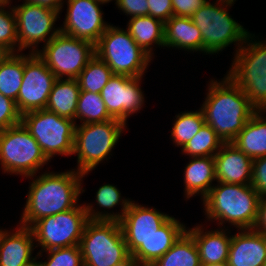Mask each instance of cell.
Listing matches in <instances>:
<instances>
[{
	"label": "cell",
	"mask_w": 266,
	"mask_h": 266,
	"mask_svg": "<svg viewBox=\"0 0 266 266\" xmlns=\"http://www.w3.org/2000/svg\"><path fill=\"white\" fill-rule=\"evenodd\" d=\"M36 177V178H34ZM29 184L26 204L19 225L30 227L35 221L75 208L85 192L82 173L75 169L26 177ZM34 178V179H33Z\"/></svg>",
	"instance_id": "6da1fadb"
},
{
	"label": "cell",
	"mask_w": 266,
	"mask_h": 266,
	"mask_svg": "<svg viewBox=\"0 0 266 266\" xmlns=\"http://www.w3.org/2000/svg\"><path fill=\"white\" fill-rule=\"evenodd\" d=\"M206 91L205 101L200 107L205 123L224 143H230L258 109L227 75L221 81L211 79Z\"/></svg>",
	"instance_id": "7a4b0ae2"
},
{
	"label": "cell",
	"mask_w": 266,
	"mask_h": 266,
	"mask_svg": "<svg viewBox=\"0 0 266 266\" xmlns=\"http://www.w3.org/2000/svg\"><path fill=\"white\" fill-rule=\"evenodd\" d=\"M260 195L251 184L217 182L202 200L207 221H218L220 228L230 224L239 229H254L258 218Z\"/></svg>",
	"instance_id": "3957f363"
},
{
	"label": "cell",
	"mask_w": 266,
	"mask_h": 266,
	"mask_svg": "<svg viewBox=\"0 0 266 266\" xmlns=\"http://www.w3.org/2000/svg\"><path fill=\"white\" fill-rule=\"evenodd\" d=\"M234 2L235 0H214L213 3L208 1L190 17L201 31L205 55L221 53L232 44L236 45V53L250 34L248 29L230 15L228 8L233 6Z\"/></svg>",
	"instance_id": "277c9868"
},
{
	"label": "cell",
	"mask_w": 266,
	"mask_h": 266,
	"mask_svg": "<svg viewBox=\"0 0 266 266\" xmlns=\"http://www.w3.org/2000/svg\"><path fill=\"white\" fill-rule=\"evenodd\" d=\"M84 266H132L118 221L88 220L80 240Z\"/></svg>",
	"instance_id": "5b68a950"
},
{
	"label": "cell",
	"mask_w": 266,
	"mask_h": 266,
	"mask_svg": "<svg viewBox=\"0 0 266 266\" xmlns=\"http://www.w3.org/2000/svg\"><path fill=\"white\" fill-rule=\"evenodd\" d=\"M126 129V124L115 118L76 125L72 155H77L75 170L82 173V178L93 171L99 163L110 159L111 151Z\"/></svg>",
	"instance_id": "8992f818"
},
{
	"label": "cell",
	"mask_w": 266,
	"mask_h": 266,
	"mask_svg": "<svg viewBox=\"0 0 266 266\" xmlns=\"http://www.w3.org/2000/svg\"><path fill=\"white\" fill-rule=\"evenodd\" d=\"M250 33L234 54L226 75L231 78L258 110H266V40Z\"/></svg>",
	"instance_id": "52a82bcc"
},
{
	"label": "cell",
	"mask_w": 266,
	"mask_h": 266,
	"mask_svg": "<svg viewBox=\"0 0 266 266\" xmlns=\"http://www.w3.org/2000/svg\"><path fill=\"white\" fill-rule=\"evenodd\" d=\"M95 55L114 74L129 77L145 75L152 58L146 54L124 28L109 25L95 44Z\"/></svg>",
	"instance_id": "ba28073f"
},
{
	"label": "cell",
	"mask_w": 266,
	"mask_h": 266,
	"mask_svg": "<svg viewBox=\"0 0 266 266\" xmlns=\"http://www.w3.org/2000/svg\"><path fill=\"white\" fill-rule=\"evenodd\" d=\"M49 160L22 123L0 131L2 173L29 177L37 175Z\"/></svg>",
	"instance_id": "9c48e42d"
},
{
	"label": "cell",
	"mask_w": 266,
	"mask_h": 266,
	"mask_svg": "<svg viewBox=\"0 0 266 266\" xmlns=\"http://www.w3.org/2000/svg\"><path fill=\"white\" fill-rule=\"evenodd\" d=\"M21 123L40 145L49 161L56 155H72L75 121L41 109L22 114Z\"/></svg>",
	"instance_id": "30bf717a"
},
{
	"label": "cell",
	"mask_w": 266,
	"mask_h": 266,
	"mask_svg": "<svg viewBox=\"0 0 266 266\" xmlns=\"http://www.w3.org/2000/svg\"><path fill=\"white\" fill-rule=\"evenodd\" d=\"M87 221L84 203L35 221L29 228L32 230L35 246L41 247L37 258L43 255V251L79 245Z\"/></svg>",
	"instance_id": "8fae6325"
},
{
	"label": "cell",
	"mask_w": 266,
	"mask_h": 266,
	"mask_svg": "<svg viewBox=\"0 0 266 266\" xmlns=\"http://www.w3.org/2000/svg\"><path fill=\"white\" fill-rule=\"evenodd\" d=\"M37 55L57 78L77 79L95 56V45L87 40L59 32Z\"/></svg>",
	"instance_id": "7c38bea8"
},
{
	"label": "cell",
	"mask_w": 266,
	"mask_h": 266,
	"mask_svg": "<svg viewBox=\"0 0 266 266\" xmlns=\"http://www.w3.org/2000/svg\"><path fill=\"white\" fill-rule=\"evenodd\" d=\"M16 16L18 53L30 49L28 52L37 54L39 44L45 46L60 32L55 27L60 13L51 8L24 2L12 5Z\"/></svg>",
	"instance_id": "4fadbf2b"
},
{
	"label": "cell",
	"mask_w": 266,
	"mask_h": 266,
	"mask_svg": "<svg viewBox=\"0 0 266 266\" xmlns=\"http://www.w3.org/2000/svg\"><path fill=\"white\" fill-rule=\"evenodd\" d=\"M56 80L57 77L37 54H24L22 85L15 102L18 112L22 115L45 109Z\"/></svg>",
	"instance_id": "5bb4252c"
},
{
	"label": "cell",
	"mask_w": 266,
	"mask_h": 266,
	"mask_svg": "<svg viewBox=\"0 0 266 266\" xmlns=\"http://www.w3.org/2000/svg\"><path fill=\"white\" fill-rule=\"evenodd\" d=\"M143 77L114 74L100 92L109 114L126 125L127 119L145 105L140 85Z\"/></svg>",
	"instance_id": "9a60e30c"
},
{
	"label": "cell",
	"mask_w": 266,
	"mask_h": 266,
	"mask_svg": "<svg viewBox=\"0 0 266 266\" xmlns=\"http://www.w3.org/2000/svg\"><path fill=\"white\" fill-rule=\"evenodd\" d=\"M67 11L60 32L84 39L94 45L110 25L104 21L100 5L95 0H65Z\"/></svg>",
	"instance_id": "2e32d148"
},
{
	"label": "cell",
	"mask_w": 266,
	"mask_h": 266,
	"mask_svg": "<svg viewBox=\"0 0 266 266\" xmlns=\"http://www.w3.org/2000/svg\"><path fill=\"white\" fill-rule=\"evenodd\" d=\"M172 216L156 208L132 201L119 221L128 251L132 255L146 240Z\"/></svg>",
	"instance_id": "e0dca14e"
},
{
	"label": "cell",
	"mask_w": 266,
	"mask_h": 266,
	"mask_svg": "<svg viewBox=\"0 0 266 266\" xmlns=\"http://www.w3.org/2000/svg\"><path fill=\"white\" fill-rule=\"evenodd\" d=\"M214 158L216 182L251 184L253 159L231 142L224 143Z\"/></svg>",
	"instance_id": "ac0fdd59"
},
{
	"label": "cell",
	"mask_w": 266,
	"mask_h": 266,
	"mask_svg": "<svg viewBox=\"0 0 266 266\" xmlns=\"http://www.w3.org/2000/svg\"><path fill=\"white\" fill-rule=\"evenodd\" d=\"M186 230V225L172 216L131 255L133 265L150 266L162 257Z\"/></svg>",
	"instance_id": "d6986e66"
},
{
	"label": "cell",
	"mask_w": 266,
	"mask_h": 266,
	"mask_svg": "<svg viewBox=\"0 0 266 266\" xmlns=\"http://www.w3.org/2000/svg\"><path fill=\"white\" fill-rule=\"evenodd\" d=\"M238 232L231 238L228 266H264L266 236L255 229H239Z\"/></svg>",
	"instance_id": "ffe728a7"
},
{
	"label": "cell",
	"mask_w": 266,
	"mask_h": 266,
	"mask_svg": "<svg viewBox=\"0 0 266 266\" xmlns=\"http://www.w3.org/2000/svg\"><path fill=\"white\" fill-rule=\"evenodd\" d=\"M29 227L17 225V228L5 229L0 235V266H27L37 259L32 256L36 246ZM35 247V248H34Z\"/></svg>",
	"instance_id": "44dd1931"
},
{
	"label": "cell",
	"mask_w": 266,
	"mask_h": 266,
	"mask_svg": "<svg viewBox=\"0 0 266 266\" xmlns=\"http://www.w3.org/2000/svg\"><path fill=\"white\" fill-rule=\"evenodd\" d=\"M196 224L187 231L192 235L197 246L201 264H216L227 262L232 235L227 229L217 228L210 231ZM205 230V231H204Z\"/></svg>",
	"instance_id": "7402d4cb"
},
{
	"label": "cell",
	"mask_w": 266,
	"mask_h": 266,
	"mask_svg": "<svg viewBox=\"0 0 266 266\" xmlns=\"http://www.w3.org/2000/svg\"><path fill=\"white\" fill-rule=\"evenodd\" d=\"M183 176L186 200L200 195L202 201L215 185L213 184L216 181L215 158L213 156L190 157Z\"/></svg>",
	"instance_id": "603a6c76"
},
{
	"label": "cell",
	"mask_w": 266,
	"mask_h": 266,
	"mask_svg": "<svg viewBox=\"0 0 266 266\" xmlns=\"http://www.w3.org/2000/svg\"><path fill=\"white\" fill-rule=\"evenodd\" d=\"M164 47L203 53L201 31L190 17L172 16L165 22Z\"/></svg>",
	"instance_id": "cb8c5ba5"
},
{
	"label": "cell",
	"mask_w": 266,
	"mask_h": 266,
	"mask_svg": "<svg viewBox=\"0 0 266 266\" xmlns=\"http://www.w3.org/2000/svg\"><path fill=\"white\" fill-rule=\"evenodd\" d=\"M266 110H258L231 142L251 159L266 156Z\"/></svg>",
	"instance_id": "d4e9b609"
},
{
	"label": "cell",
	"mask_w": 266,
	"mask_h": 266,
	"mask_svg": "<svg viewBox=\"0 0 266 266\" xmlns=\"http://www.w3.org/2000/svg\"><path fill=\"white\" fill-rule=\"evenodd\" d=\"M127 23L126 30L130 36L152 59L154 46L164 48L165 23L150 15L130 18Z\"/></svg>",
	"instance_id": "484cf974"
},
{
	"label": "cell",
	"mask_w": 266,
	"mask_h": 266,
	"mask_svg": "<svg viewBox=\"0 0 266 266\" xmlns=\"http://www.w3.org/2000/svg\"><path fill=\"white\" fill-rule=\"evenodd\" d=\"M95 197V203L99 207L95 208L94 205L90 203L84 204L88 220H107L119 222L126 210L129 208L130 203L132 202V200H130L129 198H123L118 187L109 183L100 186L96 192ZM119 204L121 206L120 212H108L110 209H114V207ZM99 208L103 211H100Z\"/></svg>",
	"instance_id": "4316f807"
},
{
	"label": "cell",
	"mask_w": 266,
	"mask_h": 266,
	"mask_svg": "<svg viewBox=\"0 0 266 266\" xmlns=\"http://www.w3.org/2000/svg\"><path fill=\"white\" fill-rule=\"evenodd\" d=\"M79 93L80 86L77 79L57 78L49 94L45 109L76 123Z\"/></svg>",
	"instance_id": "83f0119b"
},
{
	"label": "cell",
	"mask_w": 266,
	"mask_h": 266,
	"mask_svg": "<svg viewBox=\"0 0 266 266\" xmlns=\"http://www.w3.org/2000/svg\"><path fill=\"white\" fill-rule=\"evenodd\" d=\"M192 235L186 230L175 244L150 266H201Z\"/></svg>",
	"instance_id": "f1b7e54d"
},
{
	"label": "cell",
	"mask_w": 266,
	"mask_h": 266,
	"mask_svg": "<svg viewBox=\"0 0 266 266\" xmlns=\"http://www.w3.org/2000/svg\"><path fill=\"white\" fill-rule=\"evenodd\" d=\"M24 74V53L7 54L0 62V93L16 102Z\"/></svg>",
	"instance_id": "f546056e"
},
{
	"label": "cell",
	"mask_w": 266,
	"mask_h": 266,
	"mask_svg": "<svg viewBox=\"0 0 266 266\" xmlns=\"http://www.w3.org/2000/svg\"><path fill=\"white\" fill-rule=\"evenodd\" d=\"M78 119L80 124H89L114 118L107 111L100 93L80 91L76 110V125Z\"/></svg>",
	"instance_id": "4dcf8cb0"
},
{
	"label": "cell",
	"mask_w": 266,
	"mask_h": 266,
	"mask_svg": "<svg viewBox=\"0 0 266 266\" xmlns=\"http://www.w3.org/2000/svg\"><path fill=\"white\" fill-rule=\"evenodd\" d=\"M171 130L173 144L181 149L197 134L205 124L201 108L176 114Z\"/></svg>",
	"instance_id": "1f68e13d"
},
{
	"label": "cell",
	"mask_w": 266,
	"mask_h": 266,
	"mask_svg": "<svg viewBox=\"0 0 266 266\" xmlns=\"http://www.w3.org/2000/svg\"><path fill=\"white\" fill-rule=\"evenodd\" d=\"M113 75L108 65L95 55L77 78L80 91L100 93Z\"/></svg>",
	"instance_id": "d6a6232c"
},
{
	"label": "cell",
	"mask_w": 266,
	"mask_h": 266,
	"mask_svg": "<svg viewBox=\"0 0 266 266\" xmlns=\"http://www.w3.org/2000/svg\"><path fill=\"white\" fill-rule=\"evenodd\" d=\"M224 142L206 123L197 134L181 149L182 154L190 157L213 156L220 150Z\"/></svg>",
	"instance_id": "836d02e7"
},
{
	"label": "cell",
	"mask_w": 266,
	"mask_h": 266,
	"mask_svg": "<svg viewBox=\"0 0 266 266\" xmlns=\"http://www.w3.org/2000/svg\"><path fill=\"white\" fill-rule=\"evenodd\" d=\"M0 47L8 54L18 53L16 16L11 3L0 6Z\"/></svg>",
	"instance_id": "e575fe53"
},
{
	"label": "cell",
	"mask_w": 266,
	"mask_h": 266,
	"mask_svg": "<svg viewBox=\"0 0 266 266\" xmlns=\"http://www.w3.org/2000/svg\"><path fill=\"white\" fill-rule=\"evenodd\" d=\"M48 254L47 260L40 261L42 266H84L79 245L55 248L43 251Z\"/></svg>",
	"instance_id": "d590c367"
},
{
	"label": "cell",
	"mask_w": 266,
	"mask_h": 266,
	"mask_svg": "<svg viewBox=\"0 0 266 266\" xmlns=\"http://www.w3.org/2000/svg\"><path fill=\"white\" fill-rule=\"evenodd\" d=\"M21 123L15 101L0 93V131Z\"/></svg>",
	"instance_id": "8d00e7d4"
},
{
	"label": "cell",
	"mask_w": 266,
	"mask_h": 266,
	"mask_svg": "<svg viewBox=\"0 0 266 266\" xmlns=\"http://www.w3.org/2000/svg\"><path fill=\"white\" fill-rule=\"evenodd\" d=\"M251 185L261 198L266 197V156L253 159Z\"/></svg>",
	"instance_id": "74e56055"
},
{
	"label": "cell",
	"mask_w": 266,
	"mask_h": 266,
	"mask_svg": "<svg viewBox=\"0 0 266 266\" xmlns=\"http://www.w3.org/2000/svg\"><path fill=\"white\" fill-rule=\"evenodd\" d=\"M116 7L129 18L149 15L147 0H114ZM131 16V17H130Z\"/></svg>",
	"instance_id": "f35d334b"
},
{
	"label": "cell",
	"mask_w": 266,
	"mask_h": 266,
	"mask_svg": "<svg viewBox=\"0 0 266 266\" xmlns=\"http://www.w3.org/2000/svg\"><path fill=\"white\" fill-rule=\"evenodd\" d=\"M149 15L165 23L173 16L172 0H147Z\"/></svg>",
	"instance_id": "ab89813d"
},
{
	"label": "cell",
	"mask_w": 266,
	"mask_h": 266,
	"mask_svg": "<svg viewBox=\"0 0 266 266\" xmlns=\"http://www.w3.org/2000/svg\"><path fill=\"white\" fill-rule=\"evenodd\" d=\"M208 0H172L173 16L191 17Z\"/></svg>",
	"instance_id": "60d3db41"
},
{
	"label": "cell",
	"mask_w": 266,
	"mask_h": 266,
	"mask_svg": "<svg viewBox=\"0 0 266 266\" xmlns=\"http://www.w3.org/2000/svg\"><path fill=\"white\" fill-rule=\"evenodd\" d=\"M254 229L266 236V197L259 200L258 218Z\"/></svg>",
	"instance_id": "b9f144b4"
},
{
	"label": "cell",
	"mask_w": 266,
	"mask_h": 266,
	"mask_svg": "<svg viewBox=\"0 0 266 266\" xmlns=\"http://www.w3.org/2000/svg\"><path fill=\"white\" fill-rule=\"evenodd\" d=\"M24 2H27L29 4H35L40 5L44 7L51 8L55 11H58L59 13H62L64 0H23Z\"/></svg>",
	"instance_id": "7bdbcfd3"
},
{
	"label": "cell",
	"mask_w": 266,
	"mask_h": 266,
	"mask_svg": "<svg viewBox=\"0 0 266 266\" xmlns=\"http://www.w3.org/2000/svg\"><path fill=\"white\" fill-rule=\"evenodd\" d=\"M201 266H228L227 262H221L216 264H202Z\"/></svg>",
	"instance_id": "ee69618b"
},
{
	"label": "cell",
	"mask_w": 266,
	"mask_h": 266,
	"mask_svg": "<svg viewBox=\"0 0 266 266\" xmlns=\"http://www.w3.org/2000/svg\"><path fill=\"white\" fill-rule=\"evenodd\" d=\"M7 52L0 47V62L7 56Z\"/></svg>",
	"instance_id": "f6af8a7d"
},
{
	"label": "cell",
	"mask_w": 266,
	"mask_h": 266,
	"mask_svg": "<svg viewBox=\"0 0 266 266\" xmlns=\"http://www.w3.org/2000/svg\"><path fill=\"white\" fill-rule=\"evenodd\" d=\"M38 259H35L32 263L28 264L27 266H42L40 261H37Z\"/></svg>",
	"instance_id": "bcb514c9"
},
{
	"label": "cell",
	"mask_w": 266,
	"mask_h": 266,
	"mask_svg": "<svg viewBox=\"0 0 266 266\" xmlns=\"http://www.w3.org/2000/svg\"><path fill=\"white\" fill-rule=\"evenodd\" d=\"M12 3L11 0H0V6Z\"/></svg>",
	"instance_id": "7dc6e473"
},
{
	"label": "cell",
	"mask_w": 266,
	"mask_h": 266,
	"mask_svg": "<svg viewBox=\"0 0 266 266\" xmlns=\"http://www.w3.org/2000/svg\"><path fill=\"white\" fill-rule=\"evenodd\" d=\"M95 1H98V2H100L102 4H107V3H109V2H111L113 0H95Z\"/></svg>",
	"instance_id": "c3c4849f"
},
{
	"label": "cell",
	"mask_w": 266,
	"mask_h": 266,
	"mask_svg": "<svg viewBox=\"0 0 266 266\" xmlns=\"http://www.w3.org/2000/svg\"><path fill=\"white\" fill-rule=\"evenodd\" d=\"M4 230H5V229L0 228V235H1V233H2Z\"/></svg>",
	"instance_id": "681fc988"
}]
</instances>
